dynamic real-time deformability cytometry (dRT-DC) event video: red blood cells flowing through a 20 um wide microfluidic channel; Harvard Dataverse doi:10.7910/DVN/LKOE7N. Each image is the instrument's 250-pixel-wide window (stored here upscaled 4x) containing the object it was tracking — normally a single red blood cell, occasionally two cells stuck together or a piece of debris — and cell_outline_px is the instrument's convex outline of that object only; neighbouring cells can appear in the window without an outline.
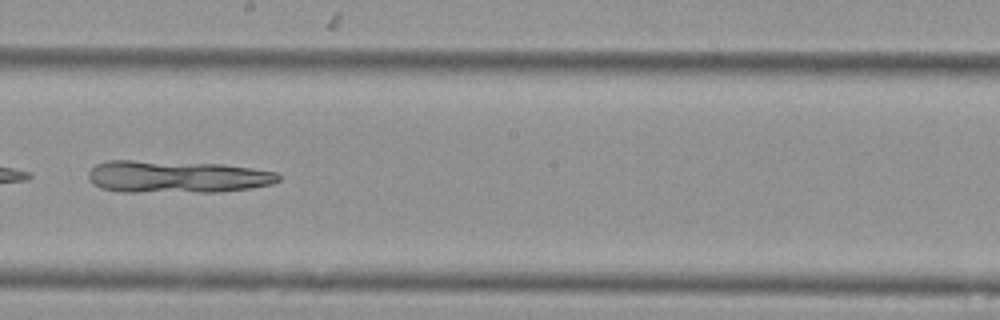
{"species": "Egyptian fruit bat (a non-hibernating species)", "species_latin": "Rousettus aegyptiacus", "temperature_condition": "cold", "stored_images_in_passage": 55, "camera_frame_rate_fps": 3000, "um_per_image_px": 0.085, "animal": {"sex": "female"}, "frame": {"image": 1, "passage_image": 32, "time_ms": 10.333, "image_size_px": [1000, 320], "cell_outline_px": [[280, 180], [272, 184], [252, 188], [216, 192], [120, 192], [100, 188], [92, 184], [88, 180], [88, 172], [96, 164], [108, 160], [132, 160], [224, 164], [252, 168], [276, 172], [280, 176]], "centroid_in_image_um": [15.0, 15.03], "position_along_channel_um": 233.2, "area_um2": 36.18}}